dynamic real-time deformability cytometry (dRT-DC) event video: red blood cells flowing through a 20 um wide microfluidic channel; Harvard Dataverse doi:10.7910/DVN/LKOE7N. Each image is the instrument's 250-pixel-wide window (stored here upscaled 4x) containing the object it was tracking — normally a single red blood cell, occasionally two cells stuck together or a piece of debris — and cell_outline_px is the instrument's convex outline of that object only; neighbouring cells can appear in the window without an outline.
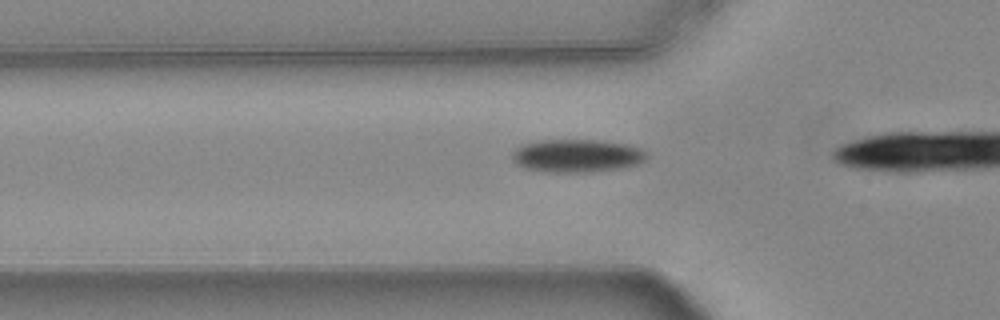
{"species": "common noctule bat (a hibernating species)", "species_latin": "Nyctalus noctula", "temperature_condition": "warm", "stored_images_in_passage": 19, "camera_frame_rate_fps": 3000, "um_per_image_px": 0.085, "animal": {"sex": "female", "body_mass_g": 24.6, "forearm_length_mm": 56.2}, "frame": {"image": 1, "passage_image": 11, "time_ms": 3.333, "image_size_px": [1000, 320], "cell_outline_px": [[648, 156], [644, 160], [636, 164], [620, 168], [588, 172], [544, 172], [524, 168], [516, 164], [512, 160], [512, 152], [516, 148], [524, 144], [540, 140], [600, 140], [628, 144], [640, 148], [648, 152]], "centroid_in_image_um": [49.02, 13.24], "position_along_channel_um": 76.8, "area_um2": 26.01}}
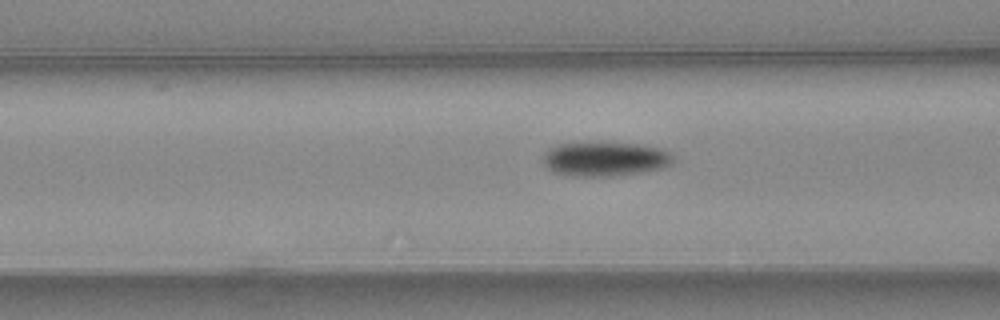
{"frame": {"image": 2, "passage_image": 14, "time_ms": 4.333, "image_size_px": [1000, 320], "cell_outline_px": [[676, 156], [672, 164], [664, 168], [640, 172], [612, 176], [572, 176], [552, 172], [544, 164], [544, 152], [548, 148], [560, 144], [604, 140], [636, 144], [664, 148]], "centroid_in_image_um": [51.46, 13.48], "position_along_channel_um": 115.1, "area_um2": 26.93}}
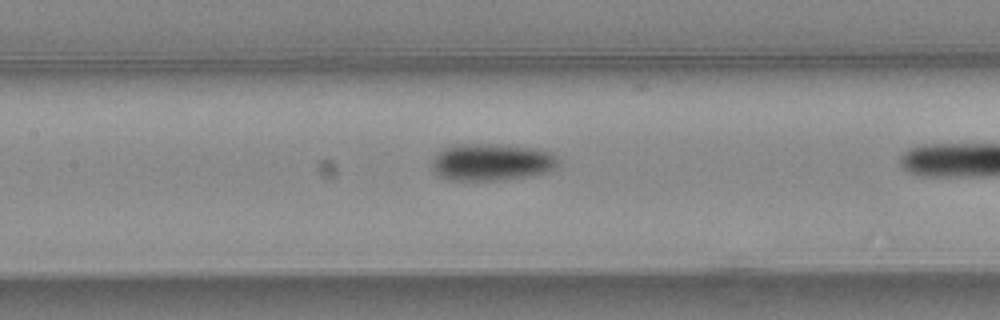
{"frame": {"image": 3, "passage_image": 18, "time_ms": 5.667, "image_size_px": [1000, 320], "cell_outline_px": [[560, 160], [556, 168], [548, 172], [528, 176], [496, 180], [448, 180], [440, 176], [432, 168], [432, 160], [436, 152], [444, 148], [456, 144], [496, 144], [536, 148], [552, 152]], "centroid_in_image_um": [41.8, 13.77], "position_along_channel_um": 165.6, "area_um2": 27.51}}